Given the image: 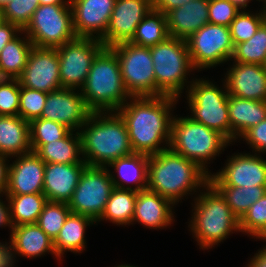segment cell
I'll use <instances>...</instances> for the list:
<instances>
[{
    "instance_id": "6da1fadb",
    "label": "cell",
    "mask_w": 266,
    "mask_h": 267,
    "mask_svg": "<svg viewBox=\"0 0 266 267\" xmlns=\"http://www.w3.org/2000/svg\"><path fill=\"white\" fill-rule=\"evenodd\" d=\"M128 101L116 112L125 122L132 151L151 156L168 149L179 99L162 95L131 97Z\"/></svg>"
},
{
    "instance_id": "7a4b0ae2",
    "label": "cell",
    "mask_w": 266,
    "mask_h": 267,
    "mask_svg": "<svg viewBox=\"0 0 266 267\" xmlns=\"http://www.w3.org/2000/svg\"><path fill=\"white\" fill-rule=\"evenodd\" d=\"M209 181L210 175L197 163L170 148L149 156L147 189L175 205L181 203L184 196L195 192L196 196Z\"/></svg>"
},
{
    "instance_id": "3957f363",
    "label": "cell",
    "mask_w": 266,
    "mask_h": 267,
    "mask_svg": "<svg viewBox=\"0 0 266 267\" xmlns=\"http://www.w3.org/2000/svg\"><path fill=\"white\" fill-rule=\"evenodd\" d=\"M79 134L88 166L107 167L133 153L127 127L117 112H91Z\"/></svg>"
},
{
    "instance_id": "277c9868",
    "label": "cell",
    "mask_w": 266,
    "mask_h": 267,
    "mask_svg": "<svg viewBox=\"0 0 266 267\" xmlns=\"http://www.w3.org/2000/svg\"><path fill=\"white\" fill-rule=\"evenodd\" d=\"M196 196L188 228L190 227L189 231L200 249L208 250L214 245L218 246L229 235L240 232L239 219L232 213L225 197L210 181Z\"/></svg>"
},
{
    "instance_id": "5b68a950",
    "label": "cell",
    "mask_w": 266,
    "mask_h": 267,
    "mask_svg": "<svg viewBox=\"0 0 266 267\" xmlns=\"http://www.w3.org/2000/svg\"><path fill=\"white\" fill-rule=\"evenodd\" d=\"M80 92L91 112H116L131 98L116 53L104 47L94 58Z\"/></svg>"
},
{
    "instance_id": "8992f818",
    "label": "cell",
    "mask_w": 266,
    "mask_h": 267,
    "mask_svg": "<svg viewBox=\"0 0 266 267\" xmlns=\"http://www.w3.org/2000/svg\"><path fill=\"white\" fill-rule=\"evenodd\" d=\"M177 116L174 115L172 119L169 148L194 161L210 175L208 164L232 143L220 132L188 116Z\"/></svg>"
},
{
    "instance_id": "52a82bcc",
    "label": "cell",
    "mask_w": 266,
    "mask_h": 267,
    "mask_svg": "<svg viewBox=\"0 0 266 267\" xmlns=\"http://www.w3.org/2000/svg\"><path fill=\"white\" fill-rule=\"evenodd\" d=\"M150 52L156 78V96L180 99L184 89L187 92L194 80L192 77L189 81L187 76L190 77V72L195 71L186 40L169 36L165 41L150 47Z\"/></svg>"
},
{
    "instance_id": "ba28073f",
    "label": "cell",
    "mask_w": 266,
    "mask_h": 267,
    "mask_svg": "<svg viewBox=\"0 0 266 267\" xmlns=\"http://www.w3.org/2000/svg\"><path fill=\"white\" fill-rule=\"evenodd\" d=\"M187 103L190 118L223 134L231 142V126L228 111V92L224 80L222 87L215 82L196 78L190 84Z\"/></svg>"
},
{
    "instance_id": "9c48e42d",
    "label": "cell",
    "mask_w": 266,
    "mask_h": 267,
    "mask_svg": "<svg viewBox=\"0 0 266 267\" xmlns=\"http://www.w3.org/2000/svg\"><path fill=\"white\" fill-rule=\"evenodd\" d=\"M22 31L39 48H57L77 38L70 4L40 5Z\"/></svg>"
},
{
    "instance_id": "30bf717a",
    "label": "cell",
    "mask_w": 266,
    "mask_h": 267,
    "mask_svg": "<svg viewBox=\"0 0 266 267\" xmlns=\"http://www.w3.org/2000/svg\"><path fill=\"white\" fill-rule=\"evenodd\" d=\"M119 60L124 87L131 97L156 96V78L149 47L130 42L110 47Z\"/></svg>"
},
{
    "instance_id": "8fae6325",
    "label": "cell",
    "mask_w": 266,
    "mask_h": 267,
    "mask_svg": "<svg viewBox=\"0 0 266 267\" xmlns=\"http://www.w3.org/2000/svg\"><path fill=\"white\" fill-rule=\"evenodd\" d=\"M107 167L86 166L67 203L71 213L85 215L95 223L101 218L114 189Z\"/></svg>"
},
{
    "instance_id": "7c38bea8",
    "label": "cell",
    "mask_w": 266,
    "mask_h": 267,
    "mask_svg": "<svg viewBox=\"0 0 266 267\" xmlns=\"http://www.w3.org/2000/svg\"><path fill=\"white\" fill-rule=\"evenodd\" d=\"M186 42L196 72L227 63L234 52L229 27L224 25L205 24Z\"/></svg>"
},
{
    "instance_id": "4fadbf2b",
    "label": "cell",
    "mask_w": 266,
    "mask_h": 267,
    "mask_svg": "<svg viewBox=\"0 0 266 267\" xmlns=\"http://www.w3.org/2000/svg\"><path fill=\"white\" fill-rule=\"evenodd\" d=\"M104 47L101 40L84 37L57 47L62 88L81 90L94 58Z\"/></svg>"
},
{
    "instance_id": "5bb4252c",
    "label": "cell",
    "mask_w": 266,
    "mask_h": 267,
    "mask_svg": "<svg viewBox=\"0 0 266 267\" xmlns=\"http://www.w3.org/2000/svg\"><path fill=\"white\" fill-rule=\"evenodd\" d=\"M210 182L214 186H266V160L258 153H234L221 170L210 174Z\"/></svg>"
},
{
    "instance_id": "9a60e30c",
    "label": "cell",
    "mask_w": 266,
    "mask_h": 267,
    "mask_svg": "<svg viewBox=\"0 0 266 267\" xmlns=\"http://www.w3.org/2000/svg\"><path fill=\"white\" fill-rule=\"evenodd\" d=\"M18 79L22 87L45 93L62 89L56 48L33 46L24 71Z\"/></svg>"
},
{
    "instance_id": "2e32d148",
    "label": "cell",
    "mask_w": 266,
    "mask_h": 267,
    "mask_svg": "<svg viewBox=\"0 0 266 267\" xmlns=\"http://www.w3.org/2000/svg\"><path fill=\"white\" fill-rule=\"evenodd\" d=\"M153 9V0H116L105 35L100 39L105 47L129 42L136 27Z\"/></svg>"
},
{
    "instance_id": "e0dca14e",
    "label": "cell",
    "mask_w": 266,
    "mask_h": 267,
    "mask_svg": "<svg viewBox=\"0 0 266 267\" xmlns=\"http://www.w3.org/2000/svg\"><path fill=\"white\" fill-rule=\"evenodd\" d=\"M90 114L80 90L62 88L47 93L40 118L61 123L71 131L79 132Z\"/></svg>"
},
{
    "instance_id": "ac0fdd59",
    "label": "cell",
    "mask_w": 266,
    "mask_h": 267,
    "mask_svg": "<svg viewBox=\"0 0 266 267\" xmlns=\"http://www.w3.org/2000/svg\"><path fill=\"white\" fill-rule=\"evenodd\" d=\"M115 1L70 0L76 36L100 40L105 35Z\"/></svg>"
},
{
    "instance_id": "d6986e66",
    "label": "cell",
    "mask_w": 266,
    "mask_h": 267,
    "mask_svg": "<svg viewBox=\"0 0 266 267\" xmlns=\"http://www.w3.org/2000/svg\"><path fill=\"white\" fill-rule=\"evenodd\" d=\"M225 74L223 80L228 95L266 101V71L263 65L233 61Z\"/></svg>"
},
{
    "instance_id": "ffe728a7",
    "label": "cell",
    "mask_w": 266,
    "mask_h": 267,
    "mask_svg": "<svg viewBox=\"0 0 266 267\" xmlns=\"http://www.w3.org/2000/svg\"><path fill=\"white\" fill-rule=\"evenodd\" d=\"M10 231V240L6 242L10 267L15 266L16 255L35 259L50 253L60 260L54 250L53 240L36 223L18 225Z\"/></svg>"
},
{
    "instance_id": "44dd1931",
    "label": "cell",
    "mask_w": 266,
    "mask_h": 267,
    "mask_svg": "<svg viewBox=\"0 0 266 267\" xmlns=\"http://www.w3.org/2000/svg\"><path fill=\"white\" fill-rule=\"evenodd\" d=\"M9 163L5 194L43 193L45 162L33 151Z\"/></svg>"
},
{
    "instance_id": "7402d4cb",
    "label": "cell",
    "mask_w": 266,
    "mask_h": 267,
    "mask_svg": "<svg viewBox=\"0 0 266 267\" xmlns=\"http://www.w3.org/2000/svg\"><path fill=\"white\" fill-rule=\"evenodd\" d=\"M174 206V207H173ZM175 204L166 197L148 189L137 192L133 221L138 222L147 229H164L174 220Z\"/></svg>"
},
{
    "instance_id": "603a6c76",
    "label": "cell",
    "mask_w": 266,
    "mask_h": 267,
    "mask_svg": "<svg viewBox=\"0 0 266 267\" xmlns=\"http://www.w3.org/2000/svg\"><path fill=\"white\" fill-rule=\"evenodd\" d=\"M86 166V163H46L43 194L47 201L68 203Z\"/></svg>"
},
{
    "instance_id": "cb8c5ba5",
    "label": "cell",
    "mask_w": 266,
    "mask_h": 267,
    "mask_svg": "<svg viewBox=\"0 0 266 267\" xmlns=\"http://www.w3.org/2000/svg\"><path fill=\"white\" fill-rule=\"evenodd\" d=\"M209 0H194L166 14L170 37L186 40L209 23Z\"/></svg>"
},
{
    "instance_id": "d4e9b609",
    "label": "cell",
    "mask_w": 266,
    "mask_h": 267,
    "mask_svg": "<svg viewBox=\"0 0 266 267\" xmlns=\"http://www.w3.org/2000/svg\"><path fill=\"white\" fill-rule=\"evenodd\" d=\"M148 162V155L134 152L128 156L120 157L112 161L107 167L114 187L136 192L146 190ZM109 167L113 168L117 175L114 174ZM133 184H135V186Z\"/></svg>"
},
{
    "instance_id": "484cf974",
    "label": "cell",
    "mask_w": 266,
    "mask_h": 267,
    "mask_svg": "<svg viewBox=\"0 0 266 267\" xmlns=\"http://www.w3.org/2000/svg\"><path fill=\"white\" fill-rule=\"evenodd\" d=\"M228 111L231 126V143L250 128L266 119V101L242 99L229 95Z\"/></svg>"
},
{
    "instance_id": "4316f807",
    "label": "cell",
    "mask_w": 266,
    "mask_h": 267,
    "mask_svg": "<svg viewBox=\"0 0 266 267\" xmlns=\"http://www.w3.org/2000/svg\"><path fill=\"white\" fill-rule=\"evenodd\" d=\"M31 151L29 122L18 115H0V154L12 159Z\"/></svg>"
},
{
    "instance_id": "83f0119b",
    "label": "cell",
    "mask_w": 266,
    "mask_h": 267,
    "mask_svg": "<svg viewBox=\"0 0 266 267\" xmlns=\"http://www.w3.org/2000/svg\"><path fill=\"white\" fill-rule=\"evenodd\" d=\"M31 150L45 163H86L81 157V137L77 131H70L64 138L47 144H31Z\"/></svg>"
},
{
    "instance_id": "f1b7e54d",
    "label": "cell",
    "mask_w": 266,
    "mask_h": 267,
    "mask_svg": "<svg viewBox=\"0 0 266 267\" xmlns=\"http://www.w3.org/2000/svg\"><path fill=\"white\" fill-rule=\"evenodd\" d=\"M96 224L91 218L70 213L56 239L53 241L54 250L59 259L65 252L82 253L86 248L85 233L87 226Z\"/></svg>"
},
{
    "instance_id": "f546056e",
    "label": "cell",
    "mask_w": 266,
    "mask_h": 267,
    "mask_svg": "<svg viewBox=\"0 0 266 267\" xmlns=\"http://www.w3.org/2000/svg\"><path fill=\"white\" fill-rule=\"evenodd\" d=\"M32 48V42L23 31L8 42L0 52V77L18 79L24 71Z\"/></svg>"
},
{
    "instance_id": "4dcf8cb0",
    "label": "cell",
    "mask_w": 266,
    "mask_h": 267,
    "mask_svg": "<svg viewBox=\"0 0 266 267\" xmlns=\"http://www.w3.org/2000/svg\"><path fill=\"white\" fill-rule=\"evenodd\" d=\"M10 207V220L13 227L36 223L47 202L43 193L5 194Z\"/></svg>"
},
{
    "instance_id": "1f68e13d",
    "label": "cell",
    "mask_w": 266,
    "mask_h": 267,
    "mask_svg": "<svg viewBox=\"0 0 266 267\" xmlns=\"http://www.w3.org/2000/svg\"><path fill=\"white\" fill-rule=\"evenodd\" d=\"M136 198V191L114 188L96 224L105 220L119 226L132 225Z\"/></svg>"
},
{
    "instance_id": "d6a6232c",
    "label": "cell",
    "mask_w": 266,
    "mask_h": 267,
    "mask_svg": "<svg viewBox=\"0 0 266 267\" xmlns=\"http://www.w3.org/2000/svg\"><path fill=\"white\" fill-rule=\"evenodd\" d=\"M169 37L166 15L152 9L136 27L135 34L129 41L142 47H153Z\"/></svg>"
},
{
    "instance_id": "836d02e7",
    "label": "cell",
    "mask_w": 266,
    "mask_h": 267,
    "mask_svg": "<svg viewBox=\"0 0 266 267\" xmlns=\"http://www.w3.org/2000/svg\"><path fill=\"white\" fill-rule=\"evenodd\" d=\"M225 197L232 213L240 220L248 209L266 194V186H215Z\"/></svg>"
},
{
    "instance_id": "e575fe53",
    "label": "cell",
    "mask_w": 266,
    "mask_h": 267,
    "mask_svg": "<svg viewBox=\"0 0 266 267\" xmlns=\"http://www.w3.org/2000/svg\"><path fill=\"white\" fill-rule=\"evenodd\" d=\"M230 61L264 65L266 61V21L249 40L234 46Z\"/></svg>"
},
{
    "instance_id": "d590c367",
    "label": "cell",
    "mask_w": 266,
    "mask_h": 267,
    "mask_svg": "<svg viewBox=\"0 0 266 267\" xmlns=\"http://www.w3.org/2000/svg\"><path fill=\"white\" fill-rule=\"evenodd\" d=\"M252 13L249 10H241L230 23L229 30L233 45L249 40L266 21V7Z\"/></svg>"
},
{
    "instance_id": "8d00e7d4",
    "label": "cell",
    "mask_w": 266,
    "mask_h": 267,
    "mask_svg": "<svg viewBox=\"0 0 266 267\" xmlns=\"http://www.w3.org/2000/svg\"><path fill=\"white\" fill-rule=\"evenodd\" d=\"M70 213L67 203L47 201L36 224L54 241Z\"/></svg>"
},
{
    "instance_id": "74e56055",
    "label": "cell",
    "mask_w": 266,
    "mask_h": 267,
    "mask_svg": "<svg viewBox=\"0 0 266 267\" xmlns=\"http://www.w3.org/2000/svg\"><path fill=\"white\" fill-rule=\"evenodd\" d=\"M239 229L254 239L266 230V194L256 201L239 220Z\"/></svg>"
},
{
    "instance_id": "f35d334b",
    "label": "cell",
    "mask_w": 266,
    "mask_h": 267,
    "mask_svg": "<svg viewBox=\"0 0 266 267\" xmlns=\"http://www.w3.org/2000/svg\"><path fill=\"white\" fill-rule=\"evenodd\" d=\"M29 124L31 144H47L64 138L71 131L61 123L43 118L32 120Z\"/></svg>"
},
{
    "instance_id": "ab89813d",
    "label": "cell",
    "mask_w": 266,
    "mask_h": 267,
    "mask_svg": "<svg viewBox=\"0 0 266 267\" xmlns=\"http://www.w3.org/2000/svg\"><path fill=\"white\" fill-rule=\"evenodd\" d=\"M47 93L22 87L20 84V98L18 116L27 122L41 117L45 106Z\"/></svg>"
},
{
    "instance_id": "60d3db41",
    "label": "cell",
    "mask_w": 266,
    "mask_h": 267,
    "mask_svg": "<svg viewBox=\"0 0 266 267\" xmlns=\"http://www.w3.org/2000/svg\"><path fill=\"white\" fill-rule=\"evenodd\" d=\"M39 6V0H11L2 8L4 21L13 23L23 30Z\"/></svg>"
},
{
    "instance_id": "b9f144b4",
    "label": "cell",
    "mask_w": 266,
    "mask_h": 267,
    "mask_svg": "<svg viewBox=\"0 0 266 267\" xmlns=\"http://www.w3.org/2000/svg\"><path fill=\"white\" fill-rule=\"evenodd\" d=\"M20 98L19 79H0V115H18Z\"/></svg>"
},
{
    "instance_id": "7bdbcfd3",
    "label": "cell",
    "mask_w": 266,
    "mask_h": 267,
    "mask_svg": "<svg viewBox=\"0 0 266 267\" xmlns=\"http://www.w3.org/2000/svg\"><path fill=\"white\" fill-rule=\"evenodd\" d=\"M240 11L230 0H209V23L229 27Z\"/></svg>"
},
{
    "instance_id": "ee69618b",
    "label": "cell",
    "mask_w": 266,
    "mask_h": 267,
    "mask_svg": "<svg viewBox=\"0 0 266 267\" xmlns=\"http://www.w3.org/2000/svg\"><path fill=\"white\" fill-rule=\"evenodd\" d=\"M245 141L252 153L266 154V119L247 130L239 139Z\"/></svg>"
},
{
    "instance_id": "f6af8a7d",
    "label": "cell",
    "mask_w": 266,
    "mask_h": 267,
    "mask_svg": "<svg viewBox=\"0 0 266 267\" xmlns=\"http://www.w3.org/2000/svg\"><path fill=\"white\" fill-rule=\"evenodd\" d=\"M22 30L15 24L4 21L0 24V52Z\"/></svg>"
},
{
    "instance_id": "bcb514c9",
    "label": "cell",
    "mask_w": 266,
    "mask_h": 267,
    "mask_svg": "<svg viewBox=\"0 0 266 267\" xmlns=\"http://www.w3.org/2000/svg\"><path fill=\"white\" fill-rule=\"evenodd\" d=\"M194 0H153V9L166 15L168 12Z\"/></svg>"
},
{
    "instance_id": "7dc6e473",
    "label": "cell",
    "mask_w": 266,
    "mask_h": 267,
    "mask_svg": "<svg viewBox=\"0 0 266 267\" xmlns=\"http://www.w3.org/2000/svg\"><path fill=\"white\" fill-rule=\"evenodd\" d=\"M9 157L0 154V194L4 195L8 185Z\"/></svg>"
},
{
    "instance_id": "c3c4849f",
    "label": "cell",
    "mask_w": 266,
    "mask_h": 267,
    "mask_svg": "<svg viewBox=\"0 0 266 267\" xmlns=\"http://www.w3.org/2000/svg\"><path fill=\"white\" fill-rule=\"evenodd\" d=\"M3 196H5V199L7 201H3V199H1ZM8 199L6 197V195H2L0 194V227L2 228L3 226L6 228L7 226L12 229L13 226L11 224V220H10V207H9V202Z\"/></svg>"
},
{
    "instance_id": "681fc988",
    "label": "cell",
    "mask_w": 266,
    "mask_h": 267,
    "mask_svg": "<svg viewBox=\"0 0 266 267\" xmlns=\"http://www.w3.org/2000/svg\"><path fill=\"white\" fill-rule=\"evenodd\" d=\"M245 267H266V245L250 258V261H248Z\"/></svg>"
},
{
    "instance_id": "f907efd6",
    "label": "cell",
    "mask_w": 266,
    "mask_h": 267,
    "mask_svg": "<svg viewBox=\"0 0 266 267\" xmlns=\"http://www.w3.org/2000/svg\"><path fill=\"white\" fill-rule=\"evenodd\" d=\"M0 267H10L6 242H0Z\"/></svg>"
},
{
    "instance_id": "816d5d0a",
    "label": "cell",
    "mask_w": 266,
    "mask_h": 267,
    "mask_svg": "<svg viewBox=\"0 0 266 267\" xmlns=\"http://www.w3.org/2000/svg\"><path fill=\"white\" fill-rule=\"evenodd\" d=\"M234 5H236L240 10H247L250 3L253 0H230Z\"/></svg>"
},
{
    "instance_id": "f5cc1de1",
    "label": "cell",
    "mask_w": 266,
    "mask_h": 267,
    "mask_svg": "<svg viewBox=\"0 0 266 267\" xmlns=\"http://www.w3.org/2000/svg\"><path fill=\"white\" fill-rule=\"evenodd\" d=\"M40 5L70 4V0H39Z\"/></svg>"
},
{
    "instance_id": "db71d44e",
    "label": "cell",
    "mask_w": 266,
    "mask_h": 267,
    "mask_svg": "<svg viewBox=\"0 0 266 267\" xmlns=\"http://www.w3.org/2000/svg\"><path fill=\"white\" fill-rule=\"evenodd\" d=\"M11 0H0V9H2L7 3H9Z\"/></svg>"
},
{
    "instance_id": "11a10c76",
    "label": "cell",
    "mask_w": 266,
    "mask_h": 267,
    "mask_svg": "<svg viewBox=\"0 0 266 267\" xmlns=\"http://www.w3.org/2000/svg\"><path fill=\"white\" fill-rule=\"evenodd\" d=\"M258 239H260L261 241L263 240V242L264 241L266 242V230L263 232V234Z\"/></svg>"
},
{
    "instance_id": "9f6ffc18",
    "label": "cell",
    "mask_w": 266,
    "mask_h": 267,
    "mask_svg": "<svg viewBox=\"0 0 266 267\" xmlns=\"http://www.w3.org/2000/svg\"><path fill=\"white\" fill-rule=\"evenodd\" d=\"M115 267H137V266L130 265V264H121V265H118V266H115Z\"/></svg>"
},
{
    "instance_id": "6f0895ef",
    "label": "cell",
    "mask_w": 266,
    "mask_h": 267,
    "mask_svg": "<svg viewBox=\"0 0 266 267\" xmlns=\"http://www.w3.org/2000/svg\"><path fill=\"white\" fill-rule=\"evenodd\" d=\"M4 22L3 12L2 9H0V24Z\"/></svg>"
},
{
    "instance_id": "680465c9",
    "label": "cell",
    "mask_w": 266,
    "mask_h": 267,
    "mask_svg": "<svg viewBox=\"0 0 266 267\" xmlns=\"http://www.w3.org/2000/svg\"><path fill=\"white\" fill-rule=\"evenodd\" d=\"M256 1L262 2V3H263L262 5H263L264 7H266V0H256Z\"/></svg>"
},
{
    "instance_id": "91938a15",
    "label": "cell",
    "mask_w": 266,
    "mask_h": 267,
    "mask_svg": "<svg viewBox=\"0 0 266 267\" xmlns=\"http://www.w3.org/2000/svg\"><path fill=\"white\" fill-rule=\"evenodd\" d=\"M263 66H264V69H265V71H266V61H265V63H264V65H263Z\"/></svg>"
}]
</instances>
